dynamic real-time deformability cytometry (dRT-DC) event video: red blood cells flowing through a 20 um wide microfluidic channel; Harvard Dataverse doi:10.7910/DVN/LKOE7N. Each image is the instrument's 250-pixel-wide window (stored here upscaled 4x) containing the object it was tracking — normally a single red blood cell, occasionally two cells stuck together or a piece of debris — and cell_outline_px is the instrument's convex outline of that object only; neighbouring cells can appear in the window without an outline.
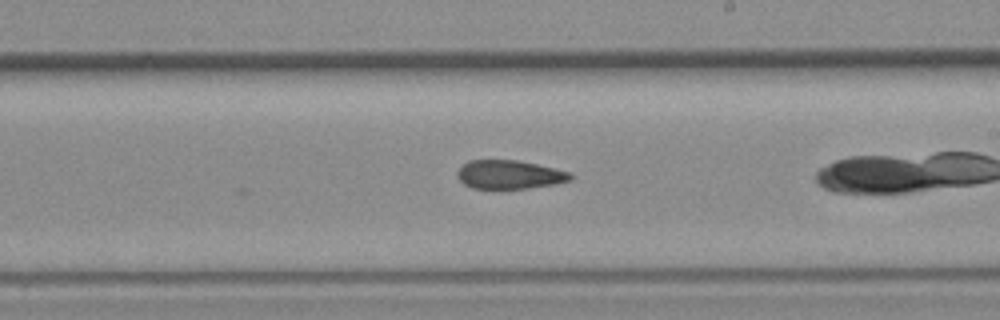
{"species": "common noctule bat (a hibernating species)", "species_latin": "Nyctalus noctula", "temperature_condition": "room temperature", "stored_images_in_passage": 28, "camera_frame_rate_fps": 3000, "um_per_image_px": 0.085, "animal": {"sex": "female", "body_mass_g": 19.3, "forearm_length_mm": 54.1}, "frame": {"image": 1, "passage_image": 20, "time_ms": 6.333, "image_size_px": [1000, 320], "cell_outline_px": [[572, 180], [556, 184], [528, 188], [472, 188], [464, 184], [456, 176], [456, 172], [468, 160], [516, 160], [536, 164], [572, 172]], "centroid_in_image_um": [43.31, 14.84], "position_along_channel_um": 245.7, "area_um2": 18.9}}